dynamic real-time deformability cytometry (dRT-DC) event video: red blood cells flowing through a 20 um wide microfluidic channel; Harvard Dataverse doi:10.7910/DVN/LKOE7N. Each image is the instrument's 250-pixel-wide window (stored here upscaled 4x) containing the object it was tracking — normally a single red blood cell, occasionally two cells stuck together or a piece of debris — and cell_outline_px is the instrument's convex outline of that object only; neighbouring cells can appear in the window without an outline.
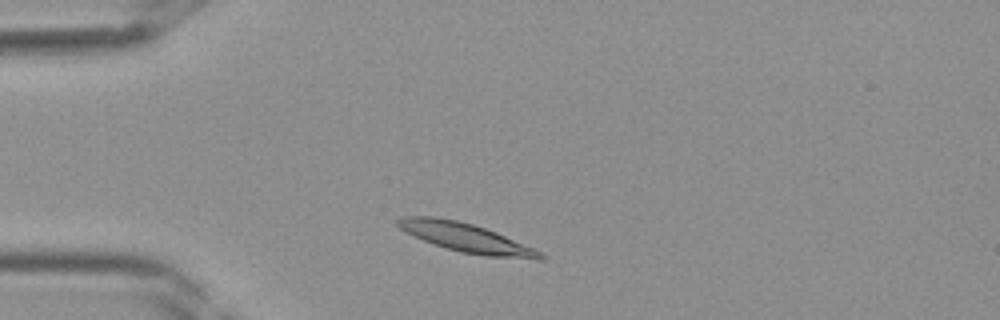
{"species": "Egyptian fruit bat (a non-hibernating species)", "species_latin": "Rousettus aegyptiacus", "temperature_condition": "room temperature", "stored_images_in_passage": 34, "camera_frame_rate_fps": 3000, "um_per_image_px": 0.085, "frame": {"image": 1, "passage_image": 4, "time_ms": 1.0, "image_size_px": [1000, 320], "cell_outline_px": [[544, 260], [536, 260], [484, 256], [460, 252], [424, 240], [400, 228], [396, 224], [396, 220], [404, 216], [436, 216], [456, 220], [472, 224], [496, 232], [532, 248], [540, 252], [544, 256]], "centroid_in_image_um": [39.64, 20.21], "position_along_channel_um": 45.4, "area_um2": 23.64}}
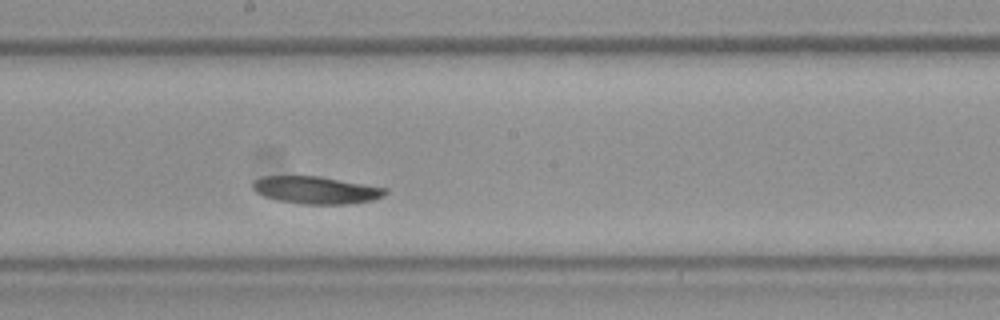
{"frame": {"image": 2, "passage_image": 16, "time_ms": 5.0, "image_size_px": [1000, 320], "cell_outline_px": [[388, 192], [384, 196], [372, 200], [348, 204], [304, 204], [276, 200], [264, 196], [256, 192], [252, 188], [252, 184], [256, 180], [264, 176], [320, 176], [388, 188]], "centroid_in_image_um": [26.89, 16.16], "position_along_channel_um": 221.3, "area_um2": 21.21}}
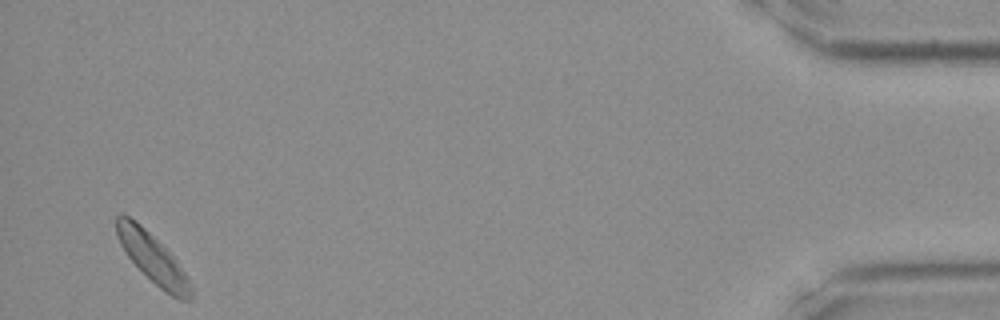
{"frame": {"image": 3, "passage_image": 33, "time_ms": 10.667, "image_size_px": [1000, 320], "cell_outline_px": [[192, 300], [180, 300], [164, 292], [128, 256], [120, 244], [116, 236], [116, 216], [120, 212], [124, 212], [140, 224], [176, 260], [188, 276], [192, 288]], "centroid_in_image_um": [12.97, 21.94], "position_along_channel_um": 422.2, "area_um2": 21.04}}